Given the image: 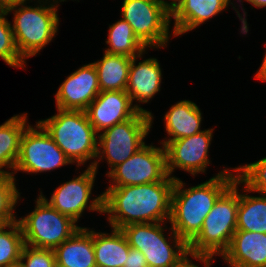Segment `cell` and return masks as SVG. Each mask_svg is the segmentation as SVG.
Segmentation results:
<instances>
[{"label": "cell", "instance_id": "31", "mask_svg": "<svg viewBox=\"0 0 266 267\" xmlns=\"http://www.w3.org/2000/svg\"><path fill=\"white\" fill-rule=\"evenodd\" d=\"M123 267H148V264L145 255L140 250L130 247Z\"/></svg>", "mask_w": 266, "mask_h": 267}, {"label": "cell", "instance_id": "23", "mask_svg": "<svg viewBox=\"0 0 266 267\" xmlns=\"http://www.w3.org/2000/svg\"><path fill=\"white\" fill-rule=\"evenodd\" d=\"M240 186L236 231L266 234V195H251L248 187L241 181Z\"/></svg>", "mask_w": 266, "mask_h": 267}, {"label": "cell", "instance_id": "32", "mask_svg": "<svg viewBox=\"0 0 266 267\" xmlns=\"http://www.w3.org/2000/svg\"><path fill=\"white\" fill-rule=\"evenodd\" d=\"M196 262H200L202 263L203 267H212L211 265L214 263L215 258H209V257H205V256H194V255H189L186 259H184L178 266L176 267H201L198 265V263L196 264Z\"/></svg>", "mask_w": 266, "mask_h": 267}, {"label": "cell", "instance_id": "14", "mask_svg": "<svg viewBox=\"0 0 266 267\" xmlns=\"http://www.w3.org/2000/svg\"><path fill=\"white\" fill-rule=\"evenodd\" d=\"M100 93L98 74L93 63L71 72L58 87L55 108L85 111Z\"/></svg>", "mask_w": 266, "mask_h": 267}, {"label": "cell", "instance_id": "37", "mask_svg": "<svg viewBox=\"0 0 266 267\" xmlns=\"http://www.w3.org/2000/svg\"><path fill=\"white\" fill-rule=\"evenodd\" d=\"M171 11L180 0H158Z\"/></svg>", "mask_w": 266, "mask_h": 267}, {"label": "cell", "instance_id": "4", "mask_svg": "<svg viewBox=\"0 0 266 267\" xmlns=\"http://www.w3.org/2000/svg\"><path fill=\"white\" fill-rule=\"evenodd\" d=\"M55 109L57 113L38 122L70 162L76 165V170L88 162L86 166L92 168L97 157L98 133L85 111Z\"/></svg>", "mask_w": 266, "mask_h": 267}, {"label": "cell", "instance_id": "27", "mask_svg": "<svg viewBox=\"0 0 266 267\" xmlns=\"http://www.w3.org/2000/svg\"><path fill=\"white\" fill-rule=\"evenodd\" d=\"M12 174H0V224H8L18 220L16 207L22 199Z\"/></svg>", "mask_w": 266, "mask_h": 267}, {"label": "cell", "instance_id": "28", "mask_svg": "<svg viewBox=\"0 0 266 267\" xmlns=\"http://www.w3.org/2000/svg\"><path fill=\"white\" fill-rule=\"evenodd\" d=\"M5 8H0V59L13 68L26 69L27 61L19 54L15 44L11 22Z\"/></svg>", "mask_w": 266, "mask_h": 267}, {"label": "cell", "instance_id": "39", "mask_svg": "<svg viewBox=\"0 0 266 267\" xmlns=\"http://www.w3.org/2000/svg\"><path fill=\"white\" fill-rule=\"evenodd\" d=\"M6 267H23V265L20 262H18V263L12 264V265H8Z\"/></svg>", "mask_w": 266, "mask_h": 267}, {"label": "cell", "instance_id": "29", "mask_svg": "<svg viewBox=\"0 0 266 267\" xmlns=\"http://www.w3.org/2000/svg\"><path fill=\"white\" fill-rule=\"evenodd\" d=\"M237 178L250 190L251 194L266 195V157L258 161L235 166Z\"/></svg>", "mask_w": 266, "mask_h": 267}, {"label": "cell", "instance_id": "24", "mask_svg": "<svg viewBox=\"0 0 266 267\" xmlns=\"http://www.w3.org/2000/svg\"><path fill=\"white\" fill-rule=\"evenodd\" d=\"M92 63L98 74L100 91L126 90L131 57L103 51L101 59Z\"/></svg>", "mask_w": 266, "mask_h": 267}, {"label": "cell", "instance_id": "6", "mask_svg": "<svg viewBox=\"0 0 266 267\" xmlns=\"http://www.w3.org/2000/svg\"><path fill=\"white\" fill-rule=\"evenodd\" d=\"M167 223L130 224L120 229L129 246L145 255L148 267H176L189 256L188 244ZM166 230L170 233L165 234Z\"/></svg>", "mask_w": 266, "mask_h": 267}, {"label": "cell", "instance_id": "2", "mask_svg": "<svg viewBox=\"0 0 266 267\" xmlns=\"http://www.w3.org/2000/svg\"><path fill=\"white\" fill-rule=\"evenodd\" d=\"M237 178L233 167L220 170L205 182L185 187L181 178L175 180L171 196L169 224L189 244L201 231L203 222L217 199Z\"/></svg>", "mask_w": 266, "mask_h": 267}, {"label": "cell", "instance_id": "20", "mask_svg": "<svg viewBox=\"0 0 266 267\" xmlns=\"http://www.w3.org/2000/svg\"><path fill=\"white\" fill-rule=\"evenodd\" d=\"M57 267H96L93 228L81 227L54 249Z\"/></svg>", "mask_w": 266, "mask_h": 267}, {"label": "cell", "instance_id": "21", "mask_svg": "<svg viewBox=\"0 0 266 267\" xmlns=\"http://www.w3.org/2000/svg\"><path fill=\"white\" fill-rule=\"evenodd\" d=\"M110 233L93 228V246L96 267H123L129 253V244L120 229L110 228Z\"/></svg>", "mask_w": 266, "mask_h": 267}, {"label": "cell", "instance_id": "25", "mask_svg": "<svg viewBox=\"0 0 266 267\" xmlns=\"http://www.w3.org/2000/svg\"><path fill=\"white\" fill-rule=\"evenodd\" d=\"M108 34L105 39L107 53L122 55L126 57H137L149 49L134 34L131 25L120 18L112 25H108Z\"/></svg>", "mask_w": 266, "mask_h": 267}, {"label": "cell", "instance_id": "22", "mask_svg": "<svg viewBox=\"0 0 266 267\" xmlns=\"http://www.w3.org/2000/svg\"><path fill=\"white\" fill-rule=\"evenodd\" d=\"M27 115L26 112L15 114L0 125V174L14 171L22 134L30 124Z\"/></svg>", "mask_w": 266, "mask_h": 267}, {"label": "cell", "instance_id": "10", "mask_svg": "<svg viewBox=\"0 0 266 267\" xmlns=\"http://www.w3.org/2000/svg\"><path fill=\"white\" fill-rule=\"evenodd\" d=\"M35 123L33 126L29 124L22 134L19 156L12 173L15 178L19 171L38 175L73 165L44 127L38 121Z\"/></svg>", "mask_w": 266, "mask_h": 267}, {"label": "cell", "instance_id": "38", "mask_svg": "<svg viewBox=\"0 0 266 267\" xmlns=\"http://www.w3.org/2000/svg\"><path fill=\"white\" fill-rule=\"evenodd\" d=\"M45 1H49V2H54V3H57L59 5H61L60 3L61 2H66L67 0H45ZM72 1H76V0H72ZM78 2H80L79 0H77Z\"/></svg>", "mask_w": 266, "mask_h": 267}, {"label": "cell", "instance_id": "8", "mask_svg": "<svg viewBox=\"0 0 266 267\" xmlns=\"http://www.w3.org/2000/svg\"><path fill=\"white\" fill-rule=\"evenodd\" d=\"M33 211L18 217L24 244L36 248L55 249L82 226L61 214L38 194Z\"/></svg>", "mask_w": 266, "mask_h": 267}, {"label": "cell", "instance_id": "36", "mask_svg": "<svg viewBox=\"0 0 266 267\" xmlns=\"http://www.w3.org/2000/svg\"><path fill=\"white\" fill-rule=\"evenodd\" d=\"M245 1L251 4V9H253V7L257 9L266 8V0H243V2Z\"/></svg>", "mask_w": 266, "mask_h": 267}, {"label": "cell", "instance_id": "15", "mask_svg": "<svg viewBox=\"0 0 266 267\" xmlns=\"http://www.w3.org/2000/svg\"><path fill=\"white\" fill-rule=\"evenodd\" d=\"M145 54L148 51L131 58L126 92L139 111L151 115L152 111L143 108L141 104L151 103L155 95L160 93L164 74L160 61L156 57L145 58Z\"/></svg>", "mask_w": 266, "mask_h": 267}, {"label": "cell", "instance_id": "35", "mask_svg": "<svg viewBox=\"0 0 266 267\" xmlns=\"http://www.w3.org/2000/svg\"><path fill=\"white\" fill-rule=\"evenodd\" d=\"M34 0H0V8H7L8 6L20 3H28Z\"/></svg>", "mask_w": 266, "mask_h": 267}, {"label": "cell", "instance_id": "13", "mask_svg": "<svg viewBox=\"0 0 266 267\" xmlns=\"http://www.w3.org/2000/svg\"><path fill=\"white\" fill-rule=\"evenodd\" d=\"M214 128L182 139L170 141L164 148L166 153V170L169 177L178 179L175 170L188 172L189 175L206 174L212 164L209 150L213 141ZM210 159V160H209Z\"/></svg>", "mask_w": 266, "mask_h": 267}, {"label": "cell", "instance_id": "17", "mask_svg": "<svg viewBox=\"0 0 266 267\" xmlns=\"http://www.w3.org/2000/svg\"><path fill=\"white\" fill-rule=\"evenodd\" d=\"M230 5L236 10L232 0H180L171 10V24L175 37L199 28L226 11Z\"/></svg>", "mask_w": 266, "mask_h": 267}, {"label": "cell", "instance_id": "26", "mask_svg": "<svg viewBox=\"0 0 266 267\" xmlns=\"http://www.w3.org/2000/svg\"><path fill=\"white\" fill-rule=\"evenodd\" d=\"M23 246V233L18 221L0 224V267L20 262Z\"/></svg>", "mask_w": 266, "mask_h": 267}, {"label": "cell", "instance_id": "7", "mask_svg": "<svg viewBox=\"0 0 266 267\" xmlns=\"http://www.w3.org/2000/svg\"><path fill=\"white\" fill-rule=\"evenodd\" d=\"M153 114L139 111L132 118L99 133L97 157L92 168L98 173L100 163L107 162L106 176L114 167L125 162L142 148L154 124Z\"/></svg>", "mask_w": 266, "mask_h": 267}, {"label": "cell", "instance_id": "34", "mask_svg": "<svg viewBox=\"0 0 266 267\" xmlns=\"http://www.w3.org/2000/svg\"><path fill=\"white\" fill-rule=\"evenodd\" d=\"M265 46H266V43H265ZM263 57L264 58L262 60L261 66L256 71V74H254L255 76L253 78L260 80L262 82H266V50H265Z\"/></svg>", "mask_w": 266, "mask_h": 267}, {"label": "cell", "instance_id": "16", "mask_svg": "<svg viewBox=\"0 0 266 267\" xmlns=\"http://www.w3.org/2000/svg\"><path fill=\"white\" fill-rule=\"evenodd\" d=\"M139 110L124 91H100L85 110L89 122L99 134L135 116Z\"/></svg>", "mask_w": 266, "mask_h": 267}, {"label": "cell", "instance_id": "1", "mask_svg": "<svg viewBox=\"0 0 266 267\" xmlns=\"http://www.w3.org/2000/svg\"><path fill=\"white\" fill-rule=\"evenodd\" d=\"M175 179L123 187H106L103 214L112 228L130 224L169 222Z\"/></svg>", "mask_w": 266, "mask_h": 267}, {"label": "cell", "instance_id": "33", "mask_svg": "<svg viewBox=\"0 0 266 267\" xmlns=\"http://www.w3.org/2000/svg\"><path fill=\"white\" fill-rule=\"evenodd\" d=\"M237 1V2H236ZM235 2V3H234ZM239 2V3H238ZM232 3H233V6L236 8L235 12H236V16L239 17V21L241 22V29H240V32L243 34V35H246L247 36V33L249 32V25H248V22H247V12H246V8H244L243 6V0H232ZM237 3V4H236ZM239 4V5H238ZM238 7V8H237ZM240 7V8H239ZM239 9H241V12L239 11Z\"/></svg>", "mask_w": 266, "mask_h": 267}, {"label": "cell", "instance_id": "3", "mask_svg": "<svg viewBox=\"0 0 266 267\" xmlns=\"http://www.w3.org/2000/svg\"><path fill=\"white\" fill-rule=\"evenodd\" d=\"M58 7L54 2L34 0L5 8L8 15L13 12L10 24L18 52L25 61L40 55V51L57 37L61 22Z\"/></svg>", "mask_w": 266, "mask_h": 267}, {"label": "cell", "instance_id": "19", "mask_svg": "<svg viewBox=\"0 0 266 267\" xmlns=\"http://www.w3.org/2000/svg\"><path fill=\"white\" fill-rule=\"evenodd\" d=\"M169 108L162 117L167 136L158 142L164 147L172 140L189 137L204 130L201 128L203 113L194 101L184 99Z\"/></svg>", "mask_w": 266, "mask_h": 267}, {"label": "cell", "instance_id": "11", "mask_svg": "<svg viewBox=\"0 0 266 267\" xmlns=\"http://www.w3.org/2000/svg\"><path fill=\"white\" fill-rule=\"evenodd\" d=\"M86 168L78 176L74 175L71 180L58 185L49 199L41 189L39 192L54 209L77 223L86 211L103 215V193L95 198L92 196L97 172L93 168Z\"/></svg>", "mask_w": 266, "mask_h": 267}, {"label": "cell", "instance_id": "5", "mask_svg": "<svg viewBox=\"0 0 266 267\" xmlns=\"http://www.w3.org/2000/svg\"><path fill=\"white\" fill-rule=\"evenodd\" d=\"M239 187L240 180L236 178L217 199L205 218L201 231L188 244L189 255L216 259L229 248L233 234L237 230Z\"/></svg>", "mask_w": 266, "mask_h": 267}, {"label": "cell", "instance_id": "12", "mask_svg": "<svg viewBox=\"0 0 266 267\" xmlns=\"http://www.w3.org/2000/svg\"><path fill=\"white\" fill-rule=\"evenodd\" d=\"M145 144L125 162L114 167L106 177L107 187H123L161 182L167 176L166 153L162 144Z\"/></svg>", "mask_w": 266, "mask_h": 267}, {"label": "cell", "instance_id": "18", "mask_svg": "<svg viewBox=\"0 0 266 267\" xmlns=\"http://www.w3.org/2000/svg\"><path fill=\"white\" fill-rule=\"evenodd\" d=\"M220 258L228 267H266V234L236 231Z\"/></svg>", "mask_w": 266, "mask_h": 267}, {"label": "cell", "instance_id": "9", "mask_svg": "<svg viewBox=\"0 0 266 267\" xmlns=\"http://www.w3.org/2000/svg\"><path fill=\"white\" fill-rule=\"evenodd\" d=\"M121 18L127 21L148 49H162L171 42V11L158 0H123ZM171 29V31H170Z\"/></svg>", "mask_w": 266, "mask_h": 267}, {"label": "cell", "instance_id": "30", "mask_svg": "<svg viewBox=\"0 0 266 267\" xmlns=\"http://www.w3.org/2000/svg\"><path fill=\"white\" fill-rule=\"evenodd\" d=\"M20 263L23 267H57L53 249H44L24 244Z\"/></svg>", "mask_w": 266, "mask_h": 267}]
</instances>
